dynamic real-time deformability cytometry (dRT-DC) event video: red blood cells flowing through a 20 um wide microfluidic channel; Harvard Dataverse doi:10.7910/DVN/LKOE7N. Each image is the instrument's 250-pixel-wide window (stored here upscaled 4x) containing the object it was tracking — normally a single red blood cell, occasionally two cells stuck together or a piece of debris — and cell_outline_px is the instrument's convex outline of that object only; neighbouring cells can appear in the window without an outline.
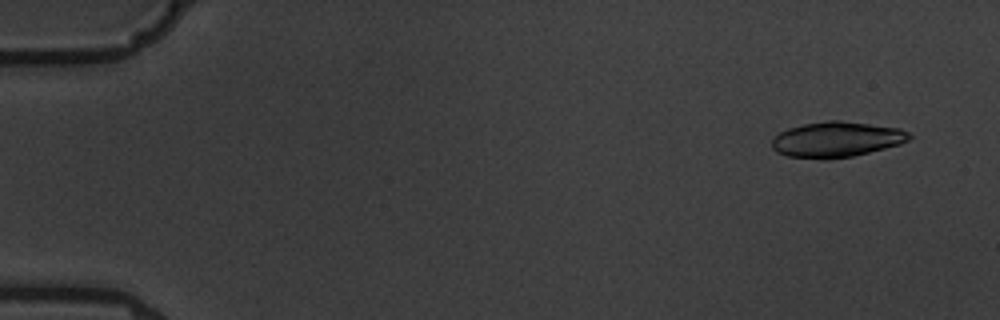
{"species": "common noctule bat (a hibernating species)", "species_latin": "Nyctalus noctula", "temperature_condition": "warm", "stored_images_in_passage": 5, "camera_frame_rate_fps": 3000, "um_per_image_px": 0.085, "animal": {"sex": "male", "body_mass_g": 19.5, "forearm_length_mm": 54.6}, "frame": {"image": 1, "passage_image": 1, "time_ms": 0.0, "image_size_px": [1000, 320], "cell_outline_px": [[912, 136], [908, 140], [900, 144], [852, 156], [828, 160], [820, 160], [788, 156], [776, 152], [772, 148], [772, 140], [780, 132], [788, 128], [804, 124], [828, 120], [840, 120], [900, 128], [908, 132]], "centroid_in_image_um": [71.08, 11.86], "position_along_channel_um": 13.9, "area_um2": 28.44}}
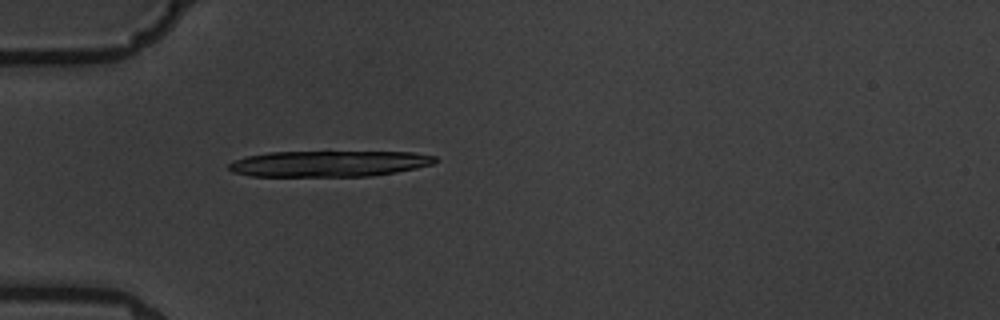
{"frame": {"image": 2, "passage_image": 5, "time_ms": 4.667, "image_size_px": [1000, 320], "cell_outline_px": [[436, 160], [432, 164], [416, 168], [396, 172], [372, 176], [252, 176], [232, 172], [228, 168], [228, 164], [232, 160], [248, 156], [268, 152], [412, 152], [436, 156]], "centroid_in_image_um": [27.93, 13.91], "position_along_channel_um": 57.1, "area_um2": 31.21}}